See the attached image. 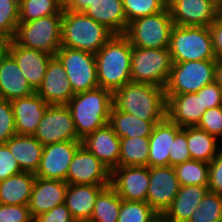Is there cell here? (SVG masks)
Masks as SVG:
<instances>
[{
    "instance_id": "obj_26",
    "label": "cell",
    "mask_w": 222,
    "mask_h": 222,
    "mask_svg": "<svg viewBox=\"0 0 222 222\" xmlns=\"http://www.w3.org/2000/svg\"><path fill=\"white\" fill-rule=\"evenodd\" d=\"M84 13L113 34H124L129 24L122 0H95Z\"/></svg>"
},
{
    "instance_id": "obj_23",
    "label": "cell",
    "mask_w": 222,
    "mask_h": 222,
    "mask_svg": "<svg viewBox=\"0 0 222 222\" xmlns=\"http://www.w3.org/2000/svg\"><path fill=\"white\" fill-rule=\"evenodd\" d=\"M35 93L18 67L13 56L7 52L0 63V99L8 101Z\"/></svg>"
},
{
    "instance_id": "obj_50",
    "label": "cell",
    "mask_w": 222,
    "mask_h": 222,
    "mask_svg": "<svg viewBox=\"0 0 222 222\" xmlns=\"http://www.w3.org/2000/svg\"><path fill=\"white\" fill-rule=\"evenodd\" d=\"M214 81L222 88V58L216 60Z\"/></svg>"
},
{
    "instance_id": "obj_22",
    "label": "cell",
    "mask_w": 222,
    "mask_h": 222,
    "mask_svg": "<svg viewBox=\"0 0 222 222\" xmlns=\"http://www.w3.org/2000/svg\"><path fill=\"white\" fill-rule=\"evenodd\" d=\"M10 102L15 118L16 133L20 135H34L49 104L36 92Z\"/></svg>"
},
{
    "instance_id": "obj_56",
    "label": "cell",
    "mask_w": 222,
    "mask_h": 222,
    "mask_svg": "<svg viewBox=\"0 0 222 222\" xmlns=\"http://www.w3.org/2000/svg\"><path fill=\"white\" fill-rule=\"evenodd\" d=\"M217 3L221 4L222 0H215Z\"/></svg>"
},
{
    "instance_id": "obj_55",
    "label": "cell",
    "mask_w": 222,
    "mask_h": 222,
    "mask_svg": "<svg viewBox=\"0 0 222 222\" xmlns=\"http://www.w3.org/2000/svg\"><path fill=\"white\" fill-rule=\"evenodd\" d=\"M220 14H222V3L220 4Z\"/></svg>"
},
{
    "instance_id": "obj_6",
    "label": "cell",
    "mask_w": 222,
    "mask_h": 222,
    "mask_svg": "<svg viewBox=\"0 0 222 222\" xmlns=\"http://www.w3.org/2000/svg\"><path fill=\"white\" fill-rule=\"evenodd\" d=\"M62 14L19 22L14 40L26 48L55 56L61 48Z\"/></svg>"
},
{
    "instance_id": "obj_38",
    "label": "cell",
    "mask_w": 222,
    "mask_h": 222,
    "mask_svg": "<svg viewBox=\"0 0 222 222\" xmlns=\"http://www.w3.org/2000/svg\"><path fill=\"white\" fill-rule=\"evenodd\" d=\"M156 214L147 202L122 199L117 222H149Z\"/></svg>"
},
{
    "instance_id": "obj_17",
    "label": "cell",
    "mask_w": 222,
    "mask_h": 222,
    "mask_svg": "<svg viewBox=\"0 0 222 222\" xmlns=\"http://www.w3.org/2000/svg\"><path fill=\"white\" fill-rule=\"evenodd\" d=\"M49 105H67L75 95L61 62L53 56L41 85L35 91Z\"/></svg>"
},
{
    "instance_id": "obj_5",
    "label": "cell",
    "mask_w": 222,
    "mask_h": 222,
    "mask_svg": "<svg viewBox=\"0 0 222 222\" xmlns=\"http://www.w3.org/2000/svg\"><path fill=\"white\" fill-rule=\"evenodd\" d=\"M169 51L173 63L217 60L209 27L174 25Z\"/></svg>"
},
{
    "instance_id": "obj_40",
    "label": "cell",
    "mask_w": 222,
    "mask_h": 222,
    "mask_svg": "<svg viewBox=\"0 0 222 222\" xmlns=\"http://www.w3.org/2000/svg\"><path fill=\"white\" fill-rule=\"evenodd\" d=\"M196 126L222 140V106L207 109Z\"/></svg>"
},
{
    "instance_id": "obj_37",
    "label": "cell",
    "mask_w": 222,
    "mask_h": 222,
    "mask_svg": "<svg viewBox=\"0 0 222 222\" xmlns=\"http://www.w3.org/2000/svg\"><path fill=\"white\" fill-rule=\"evenodd\" d=\"M127 22L157 14L167 8L168 0H122Z\"/></svg>"
},
{
    "instance_id": "obj_47",
    "label": "cell",
    "mask_w": 222,
    "mask_h": 222,
    "mask_svg": "<svg viewBox=\"0 0 222 222\" xmlns=\"http://www.w3.org/2000/svg\"><path fill=\"white\" fill-rule=\"evenodd\" d=\"M74 218L63 203L34 218L33 222H74Z\"/></svg>"
},
{
    "instance_id": "obj_54",
    "label": "cell",
    "mask_w": 222,
    "mask_h": 222,
    "mask_svg": "<svg viewBox=\"0 0 222 222\" xmlns=\"http://www.w3.org/2000/svg\"><path fill=\"white\" fill-rule=\"evenodd\" d=\"M11 1H13V2L17 3L18 5H19V4H20V2H21V0H11Z\"/></svg>"
},
{
    "instance_id": "obj_42",
    "label": "cell",
    "mask_w": 222,
    "mask_h": 222,
    "mask_svg": "<svg viewBox=\"0 0 222 222\" xmlns=\"http://www.w3.org/2000/svg\"><path fill=\"white\" fill-rule=\"evenodd\" d=\"M191 156L187 144V126L182 127V130L175 136V139L170 147L169 165L175 167L178 164L190 160Z\"/></svg>"
},
{
    "instance_id": "obj_29",
    "label": "cell",
    "mask_w": 222,
    "mask_h": 222,
    "mask_svg": "<svg viewBox=\"0 0 222 222\" xmlns=\"http://www.w3.org/2000/svg\"><path fill=\"white\" fill-rule=\"evenodd\" d=\"M36 176L20 172L0 181V204L28 205Z\"/></svg>"
},
{
    "instance_id": "obj_33",
    "label": "cell",
    "mask_w": 222,
    "mask_h": 222,
    "mask_svg": "<svg viewBox=\"0 0 222 222\" xmlns=\"http://www.w3.org/2000/svg\"><path fill=\"white\" fill-rule=\"evenodd\" d=\"M122 198L115 189L106 186L98 195L89 222H117Z\"/></svg>"
},
{
    "instance_id": "obj_16",
    "label": "cell",
    "mask_w": 222,
    "mask_h": 222,
    "mask_svg": "<svg viewBox=\"0 0 222 222\" xmlns=\"http://www.w3.org/2000/svg\"><path fill=\"white\" fill-rule=\"evenodd\" d=\"M111 186L126 201L146 202L148 166H119L111 172Z\"/></svg>"
},
{
    "instance_id": "obj_2",
    "label": "cell",
    "mask_w": 222,
    "mask_h": 222,
    "mask_svg": "<svg viewBox=\"0 0 222 222\" xmlns=\"http://www.w3.org/2000/svg\"><path fill=\"white\" fill-rule=\"evenodd\" d=\"M113 107L142 120L166 118L165 88L139 82H128L113 92Z\"/></svg>"
},
{
    "instance_id": "obj_15",
    "label": "cell",
    "mask_w": 222,
    "mask_h": 222,
    "mask_svg": "<svg viewBox=\"0 0 222 222\" xmlns=\"http://www.w3.org/2000/svg\"><path fill=\"white\" fill-rule=\"evenodd\" d=\"M81 141H62L44 145L36 177L66 181L69 165Z\"/></svg>"
},
{
    "instance_id": "obj_3",
    "label": "cell",
    "mask_w": 222,
    "mask_h": 222,
    "mask_svg": "<svg viewBox=\"0 0 222 222\" xmlns=\"http://www.w3.org/2000/svg\"><path fill=\"white\" fill-rule=\"evenodd\" d=\"M112 101L113 93L102 87L76 93L71 98L66 106L80 139L108 124Z\"/></svg>"
},
{
    "instance_id": "obj_39",
    "label": "cell",
    "mask_w": 222,
    "mask_h": 222,
    "mask_svg": "<svg viewBox=\"0 0 222 222\" xmlns=\"http://www.w3.org/2000/svg\"><path fill=\"white\" fill-rule=\"evenodd\" d=\"M19 24V5L11 0H0V38L12 40Z\"/></svg>"
},
{
    "instance_id": "obj_41",
    "label": "cell",
    "mask_w": 222,
    "mask_h": 222,
    "mask_svg": "<svg viewBox=\"0 0 222 222\" xmlns=\"http://www.w3.org/2000/svg\"><path fill=\"white\" fill-rule=\"evenodd\" d=\"M16 133L11 102L0 99V143H6Z\"/></svg>"
},
{
    "instance_id": "obj_43",
    "label": "cell",
    "mask_w": 222,
    "mask_h": 222,
    "mask_svg": "<svg viewBox=\"0 0 222 222\" xmlns=\"http://www.w3.org/2000/svg\"><path fill=\"white\" fill-rule=\"evenodd\" d=\"M28 205L0 204V222H33Z\"/></svg>"
},
{
    "instance_id": "obj_52",
    "label": "cell",
    "mask_w": 222,
    "mask_h": 222,
    "mask_svg": "<svg viewBox=\"0 0 222 222\" xmlns=\"http://www.w3.org/2000/svg\"><path fill=\"white\" fill-rule=\"evenodd\" d=\"M149 222H170L164 214L157 213Z\"/></svg>"
},
{
    "instance_id": "obj_13",
    "label": "cell",
    "mask_w": 222,
    "mask_h": 222,
    "mask_svg": "<svg viewBox=\"0 0 222 222\" xmlns=\"http://www.w3.org/2000/svg\"><path fill=\"white\" fill-rule=\"evenodd\" d=\"M180 189L175 168L172 166L149 167V186L146 202L157 213L164 214Z\"/></svg>"
},
{
    "instance_id": "obj_21",
    "label": "cell",
    "mask_w": 222,
    "mask_h": 222,
    "mask_svg": "<svg viewBox=\"0 0 222 222\" xmlns=\"http://www.w3.org/2000/svg\"><path fill=\"white\" fill-rule=\"evenodd\" d=\"M205 111L201 94L166 95V118L179 127L196 126Z\"/></svg>"
},
{
    "instance_id": "obj_45",
    "label": "cell",
    "mask_w": 222,
    "mask_h": 222,
    "mask_svg": "<svg viewBox=\"0 0 222 222\" xmlns=\"http://www.w3.org/2000/svg\"><path fill=\"white\" fill-rule=\"evenodd\" d=\"M196 94H201V102L206 110L222 106V88L215 81L203 86Z\"/></svg>"
},
{
    "instance_id": "obj_7",
    "label": "cell",
    "mask_w": 222,
    "mask_h": 222,
    "mask_svg": "<svg viewBox=\"0 0 222 222\" xmlns=\"http://www.w3.org/2000/svg\"><path fill=\"white\" fill-rule=\"evenodd\" d=\"M172 65L169 48L132 47L131 81L165 88Z\"/></svg>"
},
{
    "instance_id": "obj_34",
    "label": "cell",
    "mask_w": 222,
    "mask_h": 222,
    "mask_svg": "<svg viewBox=\"0 0 222 222\" xmlns=\"http://www.w3.org/2000/svg\"><path fill=\"white\" fill-rule=\"evenodd\" d=\"M174 168L180 186H208L209 163L190 159L184 163L176 165Z\"/></svg>"
},
{
    "instance_id": "obj_12",
    "label": "cell",
    "mask_w": 222,
    "mask_h": 222,
    "mask_svg": "<svg viewBox=\"0 0 222 222\" xmlns=\"http://www.w3.org/2000/svg\"><path fill=\"white\" fill-rule=\"evenodd\" d=\"M174 25L209 27L220 14L215 0H168Z\"/></svg>"
},
{
    "instance_id": "obj_44",
    "label": "cell",
    "mask_w": 222,
    "mask_h": 222,
    "mask_svg": "<svg viewBox=\"0 0 222 222\" xmlns=\"http://www.w3.org/2000/svg\"><path fill=\"white\" fill-rule=\"evenodd\" d=\"M22 172L17 160L5 143H0V181Z\"/></svg>"
},
{
    "instance_id": "obj_35",
    "label": "cell",
    "mask_w": 222,
    "mask_h": 222,
    "mask_svg": "<svg viewBox=\"0 0 222 222\" xmlns=\"http://www.w3.org/2000/svg\"><path fill=\"white\" fill-rule=\"evenodd\" d=\"M52 14H63L57 0H21L19 22H29Z\"/></svg>"
},
{
    "instance_id": "obj_19",
    "label": "cell",
    "mask_w": 222,
    "mask_h": 222,
    "mask_svg": "<svg viewBox=\"0 0 222 222\" xmlns=\"http://www.w3.org/2000/svg\"><path fill=\"white\" fill-rule=\"evenodd\" d=\"M8 52L17 62L28 83L36 91L42 83L48 62L53 56L19 45L14 39L9 40Z\"/></svg>"
},
{
    "instance_id": "obj_8",
    "label": "cell",
    "mask_w": 222,
    "mask_h": 222,
    "mask_svg": "<svg viewBox=\"0 0 222 222\" xmlns=\"http://www.w3.org/2000/svg\"><path fill=\"white\" fill-rule=\"evenodd\" d=\"M173 26L174 23L167 7L157 14L132 20L124 35L132 47L169 48Z\"/></svg>"
},
{
    "instance_id": "obj_48",
    "label": "cell",
    "mask_w": 222,
    "mask_h": 222,
    "mask_svg": "<svg viewBox=\"0 0 222 222\" xmlns=\"http://www.w3.org/2000/svg\"><path fill=\"white\" fill-rule=\"evenodd\" d=\"M213 48L217 59L222 58V14H219L215 21L209 26Z\"/></svg>"
},
{
    "instance_id": "obj_10",
    "label": "cell",
    "mask_w": 222,
    "mask_h": 222,
    "mask_svg": "<svg viewBox=\"0 0 222 222\" xmlns=\"http://www.w3.org/2000/svg\"><path fill=\"white\" fill-rule=\"evenodd\" d=\"M55 57L63 65L74 94L99 87L95 54L61 47Z\"/></svg>"
},
{
    "instance_id": "obj_27",
    "label": "cell",
    "mask_w": 222,
    "mask_h": 222,
    "mask_svg": "<svg viewBox=\"0 0 222 222\" xmlns=\"http://www.w3.org/2000/svg\"><path fill=\"white\" fill-rule=\"evenodd\" d=\"M23 172L36 174L44 145L33 135H13L6 143Z\"/></svg>"
},
{
    "instance_id": "obj_30",
    "label": "cell",
    "mask_w": 222,
    "mask_h": 222,
    "mask_svg": "<svg viewBox=\"0 0 222 222\" xmlns=\"http://www.w3.org/2000/svg\"><path fill=\"white\" fill-rule=\"evenodd\" d=\"M163 120H142L136 116L116 110H110L108 124L117 136L121 138L149 137L155 124Z\"/></svg>"
},
{
    "instance_id": "obj_31",
    "label": "cell",
    "mask_w": 222,
    "mask_h": 222,
    "mask_svg": "<svg viewBox=\"0 0 222 222\" xmlns=\"http://www.w3.org/2000/svg\"><path fill=\"white\" fill-rule=\"evenodd\" d=\"M220 140L199 129L197 126H187V144L191 159L210 163L222 150Z\"/></svg>"
},
{
    "instance_id": "obj_32",
    "label": "cell",
    "mask_w": 222,
    "mask_h": 222,
    "mask_svg": "<svg viewBox=\"0 0 222 222\" xmlns=\"http://www.w3.org/2000/svg\"><path fill=\"white\" fill-rule=\"evenodd\" d=\"M149 137L120 139L119 166H148Z\"/></svg>"
},
{
    "instance_id": "obj_51",
    "label": "cell",
    "mask_w": 222,
    "mask_h": 222,
    "mask_svg": "<svg viewBox=\"0 0 222 222\" xmlns=\"http://www.w3.org/2000/svg\"><path fill=\"white\" fill-rule=\"evenodd\" d=\"M8 45H9V40L0 38V63L2 58L8 52Z\"/></svg>"
},
{
    "instance_id": "obj_14",
    "label": "cell",
    "mask_w": 222,
    "mask_h": 222,
    "mask_svg": "<svg viewBox=\"0 0 222 222\" xmlns=\"http://www.w3.org/2000/svg\"><path fill=\"white\" fill-rule=\"evenodd\" d=\"M68 184L111 185V171L81 145L67 172Z\"/></svg>"
},
{
    "instance_id": "obj_25",
    "label": "cell",
    "mask_w": 222,
    "mask_h": 222,
    "mask_svg": "<svg viewBox=\"0 0 222 222\" xmlns=\"http://www.w3.org/2000/svg\"><path fill=\"white\" fill-rule=\"evenodd\" d=\"M106 186L68 184L65 204L75 221L89 222L96 199Z\"/></svg>"
},
{
    "instance_id": "obj_53",
    "label": "cell",
    "mask_w": 222,
    "mask_h": 222,
    "mask_svg": "<svg viewBox=\"0 0 222 222\" xmlns=\"http://www.w3.org/2000/svg\"><path fill=\"white\" fill-rule=\"evenodd\" d=\"M62 9H66L74 0H57Z\"/></svg>"
},
{
    "instance_id": "obj_20",
    "label": "cell",
    "mask_w": 222,
    "mask_h": 222,
    "mask_svg": "<svg viewBox=\"0 0 222 222\" xmlns=\"http://www.w3.org/2000/svg\"><path fill=\"white\" fill-rule=\"evenodd\" d=\"M67 187L66 181L36 177L28 203L33 219L65 203Z\"/></svg>"
},
{
    "instance_id": "obj_49",
    "label": "cell",
    "mask_w": 222,
    "mask_h": 222,
    "mask_svg": "<svg viewBox=\"0 0 222 222\" xmlns=\"http://www.w3.org/2000/svg\"><path fill=\"white\" fill-rule=\"evenodd\" d=\"M95 0H74L66 9L75 12H84Z\"/></svg>"
},
{
    "instance_id": "obj_46",
    "label": "cell",
    "mask_w": 222,
    "mask_h": 222,
    "mask_svg": "<svg viewBox=\"0 0 222 222\" xmlns=\"http://www.w3.org/2000/svg\"><path fill=\"white\" fill-rule=\"evenodd\" d=\"M210 192L222 195V150L209 163V183Z\"/></svg>"
},
{
    "instance_id": "obj_28",
    "label": "cell",
    "mask_w": 222,
    "mask_h": 222,
    "mask_svg": "<svg viewBox=\"0 0 222 222\" xmlns=\"http://www.w3.org/2000/svg\"><path fill=\"white\" fill-rule=\"evenodd\" d=\"M208 191V186H180L178 194L164 215L170 222H188Z\"/></svg>"
},
{
    "instance_id": "obj_11",
    "label": "cell",
    "mask_w": 222,
    "mask_h": 222,
    "mask_svg": "<svg viewBox=\"0 0 222 222\" xmlns=\"http://www.w3.org/2000/svg\"><path fill=\"white\" fill-rule=\"evenodd\" d=\"M42 145L81 141L66 105H49L33 135Z\"/></svg>"
},
{
    "instance_id": "obj_4",
    "label": "cell",
    "mask_w": 222,
    "mask_h": 222,
    "mask_svg": "<svg viewBox=\"0 0 222 222\" xmlns=\"http://www.w3.org/2000/svg\"><path fill=\"white\" fill-rule=\"evenodd\" d=\"M113 33L84 12L63 9L61 47L96 54Z\"/></svg>"
},
{
    "instance_id": "obj_9",
    "label": "cell",
    "mask_w": 222,
    "mask_h": 222,
    "mask_svg": "<svg viewBox=\"0 0 222 222\" xmlns=\"http://www.w3.org/2000/svg\"><path fill=\"white\" fill-rule=\"evenodd\" d=\"M216 60L173 63L165 95L196 93L214 82Z\"/></svg>"
},
{
    "instance_id": "obj_24",
    "label": "cell",
    "mask_w": 222,
    "mask_h": 222,
    "mask_svg": "<svg viewBox=\"0 0 222 222\" xmlns=\"http://www.w3.org/2000/svg\"><path fill=\"white\" fill-rule=\"evenodd\" d=\"M181 130L182 127L167 118L154 125L149 136L148 167L169 166L170 147Z\"/></svg>"
},
{
    "instance_id": "obj_18",
    "label": "cell",
    "mask_w": 222,
    "mask_h": 222,
    "mask_svg": "<svg viewBox=\"0 0 222 222\" xmlns=\"http://www.w3.org/2000/svg\"><path fill=\"white\" fill-rule=\"evenodd\" d=\"M81 143L111 172L119 167L120 138L109 124L86 135Z\"/></svg>"
},
{
    "instance_id": "obj_1",
    "label": "cell",
    "mask_w": 222,
    "mask_h": 222,
    "mask_svg": "<svg viewBox=\"0 0 222 222\" xmlns=\"http://www.w3.org/2000/svg\"><path fill=\"white\" fill-rule=\"evenodd\" d=\"M132 45L124 34H113L95 54L98 86L112 93L131 82Z\"/></svg>"
},
{
    "instance_id": "obj_36",
    "label": "cell",
    "mask_w": 222,
    "mask_h": 222,
    "mask_svg": "<svg viewBox=\"0 0 222 222\" xmlns=\"http://www.w3.org/2000/svg\"><path fill=\"white\" fill-rule=\"evenodd\" d=\"M222 221V195L208 191L188 222Z\"/></svg>"
}]
</instances>
